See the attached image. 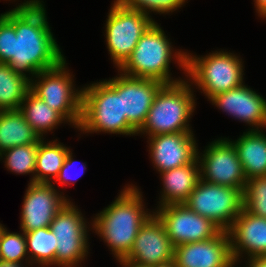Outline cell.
<instances>
[{
  "label": "cell",
  "instance_id": "9a60e30c",
  "mask_svg": "<svg viewBox=\"0 0 266 267\" xmlns=\"http://www.w3.org/2000/svg\"><path fill=\"white\" fill-rule=\"evenodd\" d=\"M226 115L246 123L249 130L266 129V98L245 83L209 100Z\"/></svg>",
  "mask_w": 266,
  "mask_h": 267
},
{
  "label": "cell",
  "instance_id": "1f68e13d",
  "mask_svg": "<svg viewBox=\"0 0 266 267\" xmlns=\"http://www.w3.org/2000/svg\"><path fill=\"white\" fill-rule=\"evenodd\" d=\"M73 157L74 156L72 153V149H70L68 151V154L66 156L64 164H63L62 168L60 169L59 175L55 179L53 184H55V182H56V183L60 184L62 187L66 186V185L71 186L72 184H75L78 181V178L81 177V175L84 174V172L87 169L86 168L87 167L86 162L82 163V166H81L82 168L80 169L82 173L80 174V172L78 173L75 170H73V168H75L74 166H75V162H76V160H74Z\"/></svg>",
  "mask_w": 266,
  "mask_h": 267
},
{
  "label": "cell",
  "instance_id": "f1b7e54d",
  "mask_svg": "<svg viewBox=\"0 0 266 267\" xmlns=\"http://www.w3.org/2000/svg\"><path fill=\"white\" fill-rule=\"evenodd\" d=\"M243 208L253 215L266 218V176L247 180L243 191Z\"/></svg>",
  "mask_w": 266,
  "mask_h": 267
},
{
  "label": "cell",
  "instance_id": "6da1fadb",
  "mask_svg": "<svg viewBox=\"0 0 266 267\" xmlns=\"http://www.w3.org/2000/svg\"><path fill=\"white\" fill-rule=\"evenodd\" d=\"M2 13L15 27L12 59L7 63L30 79L58 66L65 58L49 26L42 0H24Z\"/></svg>",
  "mask_w": 266,
  "mask_h": 267
},
{
  "label": "cell",
  "instance_id": "277c9868",
  "mask_svg": "<svg viewBox=\"0 0 266 267\" xmlns=\"http://www.w3.org/2000/svg\"><path fill=\"white\" fill-rule=\"evenodd\" d=\"M194 92V87L185 77L182 81L164 84L156 94L137 136L193 132L189 123L196 109Z\"/></svg>",
  "mask_w": 266,
  "mask_h": 267
},
{
  "label": "cell",
  "instance_id": "5b68a950",
  "mask_svg": "<svg viewBox=\"0 0 266 267\" xmlns=\"http://www.w3.org/2000/svg\"><path fill=\"white\" fill-rule=\"evenodd\" d=\"M82 113L78 132L136 136L137 130L122 116V95L106 81L82 86Z\"/></svg>",
  "mask_w": 266,
  "mask_h": 267
},
{
  "label": "cell",
  "instance_id": "8992f818",
  "mask_svg": "<svg viewBox=\"0 0 266 267\" xmlns=\"http://www.w3.org/2000/svg\"><path fill=\"white\" fill-rule=\"evenodd\" d=\"M244 68L242 58L230 50H215L203 56L187 52L186 79L208 101L245 83Z\"/></svg>",
  "mask_w": 266,
  "mask_h": 267
},
{
  "label": "cell",
  "instance_id": "4316f807",
  "mask_svg": "<svg viewBox=\"0 0 266 267\" xmlns=\"http://www.w3.org/2000/svg\"><path fill=\"white\" fill-rule=\"evenodd\" d=\"M38 144L39 140L34 144L19 145L7 149L0 154V161L3 160L7 171L13 172L14 174H31L29 183H33Z\"/></svg>",
  "mask_w": 266,
  "mask_h": 267
},
{
  "label": "cell",
  "instance_id": "30bf717a",
  "mask_svg": "<svg viewBox=\"0 0 266 267\" xmlns=\"http://www.w3.org/2000/svg\"><path fill=\"white\" fill-rule=\"evenodd\" d=\"M184 204L227 231L243 209V191L200 179Z\"/></svg>",
  "mask_w": 266,
  "mask_h": 267
},
{
  "label": "cell",
  "instance_id": "e0dca14e",
  "mask_svg": "<svg viewBox=\"0 0 266 267\" xmlns=\"http://www.w3.org/2000/svg\"><path fill=\"white\" fill-rule=\"evenodd\" d=\"M179 267H235L228 231L204 241L174 247Z\"/></svg>",
  "mask_w": 266,
  "mask_h": 267
},
{
  "label": "cell",
  "instance_id": "ffe728a7",
  "mask_svg": "<svg viewBox=\"0 0 266 267\" xmlns=\"http://www.w3.org/2000/svg\"><path fill=\"white\" fill-rule=\"evenodd\" d=\"M162 185L157 207L185 203L200 180L197 157L189 164L159 173Z\"/></svg>",
  "mask_w": 266,
  "mask_h": 267
},
{
  "label": "cell",
  "instance_id": "ba28073f",
  "mask_svg": "<svg viewBox=\"0 0 266 267\" xmlns=\"http://www.w3.org/2000/svg\"><path fill=\"white\" fill-rule=\"evenodd\" d=\"M80 210L70 200L50 224V229L57 239L56 266L58 267H82L80 264L87 260L90 247L89 230H92V226Z\"/></svg>",
  "mask_w": 266,
  "mask_h": 267
},
{
  "label": "cell",
  "instance_id": "5bb4252c",
  "mask_svg": "<svg viewBox=\"0 0 266 267\" xmlns=\"http://www.w3.org/2000/svg\"><path fill=\"white\" fill-rule=\"evenodd\" d=\"M118 74L105 80L122 95V116H126L127 121L138 131L164 84L154 79L128 76L119 71Z\"/></svg>",
  "mask_w": 266,
  "mask_h": 267
},
{
  "label": "cell",
  "instance_id": "7402d4cb",
  "mask_svg": "<svg viewBox=\"0 0 266 267\" xmlns=\"http://www.w3.org/2000/svg\"><path fill=\"white\" fill-rule=\"evenodd\" d=\"M19 110L35 133L42 139H45L49 132L52 133L53 129H57L62 123L69 124L59 112L50 108L31 90L27 93Z\"/></svg>",
  "mask_w": 266,
  "mask_h": 267
},
{
  "label": "cell",
  "instance_id": "d6986e66",
  "mask_svg": "<svg viewBox=\"0 0 266 267\" xmlns=\"http://www.w3.org/2000/svg\"><path fill=\"white\" fill-rule=\"evenodd\" d=\"M227 231L236 265L243 257L266 255V218L253 215L243 208Z\"/></svg>",
  "mask_w": 266,
  "mask_h": 267
},
{
  "label": "cell",
  "instance_id": "ac0fdd59",
  "mask_svg": "<svg viewBox=\"0 0 266 267\" xmlns=\"http://www.w3.org/2000/svg\"><path fill=\"white\" fill-rule=\"evenodd\" d=\"M173 256L174 246L163 223L153 213L141 226L132 249L124 259L138 265L152 266Z\"/></svg>",
  "mask_w": 266,
  "mask_h": 267
},
{
  "label": "cell",
  "instance_id": "cb8c5ba5",
  "mask_svg": "<svg viewBox=\"0 0 266 267\" xmlns=\"http://www.w3.org/2000/svg\"><path fill=\"white\" fill-rule=\"evenodd\" d=\"M58 140L46 142L40 138L36 154L35 183H53L62 168L69 147Z\"/></svg>",
  "mask_w": 266,
  "mask_h": 267
},
{
  "label": "cell",
  "instance_id": "836d02e7",
  "mask_svg": "<svg viewBox=\"0 0 266 267\" xmlns=\"http://www.w3.org/2000/svg\"><path fill=\"white\" fill-rule=\"evenodd\" d=\"M256 14L266 20V0H253Z\"/></svg>",
  "mask_w": 266,
  "mask_h": 267
},
{
  "label": "cell",
  "instance_id": "603a6c76",
  "mask_svg": "<svg viewBox=\"0 0 266 267\" xmlns=\"http://www.w3.org/2000/svg\"><path fill=\"white\" fill-rule=\"evenodd\" d=\"M39 139L20 110L0 111V154L12 147L34 144Z\"/></svg>",
  "mask_w": 266,
  "mask_h": 267
},
{
  "label": "cell",
  "instance_id": "44dd1931",
  "mask_svg": "<svg viewBox=\"0 0 266 267\" xmlns=\"http://www.w3.org/2000/svg\"><path fill=\"white\" fill-rule=\"evenodd\" d=\"M246 129L237 139H229L236 147L246 179L266 176V134Z\"/></svg>",
  "mask_w": 266,
  "mask_h": 267
},
{
  "label": "cell",
  "instance_id": "7a4b0ae2",
  "mask_svg": "<svg viewBox=\"0 0 266 267\" xmlns=\"http://www.w3.org/2000/svg\"><path fill=\"white\" fill-rule=\"evenodd\" d=\"M139 189L135 184H127L110 205L90 220L92 230L106 243L116 260L129 254L141 226L154 213L146 208Z\"/></svg>",
  "mask_w": 266,
  "mask_h": 267
},
{
  "label": "cell",
  "instance_id": "7c38bea8",
  "mask_svg": "<svg viewBox=\"0 0 266 267\" xmlns=\"http://www.w3.org/2000/svg\"><path fill=\"white\" fill-rule=\"evenodd\" d=\"M156 209L153 212L163 223L174 247L208 240L222 231L212 220L192 211L184 203L169 204Z\"/></svg>",
  "mask_w": 266,
  "mask_h": 267
},
{
  "label": "cell",
  "instance_id": "484cf974",
  "mask_svg": "<svg viewBox=\"0 0 266 267\" xmlns=\"http://www.w3.org/2000/svg\"><path fill=\"white\" fill-rule=\"evenodd\" d=\"M25 239L31 265L36 267H56L57 239L50 227L25 232Z\"/></svg>",
  "mask_w": 266,
  "mask_h": 267
},
{
  "label": "cell",
  "instance_id": "f546056e",
  "mask_svg": "<svg viewBox=\"0 0 266 267\" xmlns=\"http://www.w3.org/2000/svg\"><path fill=\"white\" fill-rule=\"evenodd\" d=\"M123 7L137 10L149 17L151 14H171L185 6L188 0H116ZM151 13V14H150Z\"/></svg>",
  "mask_w": 266,
  "mask_h": 267
},
{
  "label": "cell",
  "instance_id": "3957f363",
  "mask_svg": "<svg viewBox=\"0 0 266 267\" xmlns=\"http://www.w3.org/2000/svg\"><path fill=\"white\" fill-rule=\"evenodd\" d=\"M160 26L155 22L141 36L131 55L117 71L132 77L173 84L183 80V77H172L170 64L174 61L186 77L187 51L174 49L170 37Z\"/></svg>",
  "mask_w": 266,
  "mask_h": 267
},
{
  "label": "cell",
  "instance_id": "d590c367",
  "mask_svg": "<svg viewBox=\"0 0 266 267\" xmlns=\"http://www.w3.org/2000/svg\"><path fill=\"white\" fill-rule=\"evenodd\" d=\"M28 266L33 267L30 263L23 264V263L0 261V267H28Z\"/></svg>",
  "mask_w": 266,
  "mask_h": 267
},
{
  "label": "cell",
  "instance_id": "8d00e7d4",
  "mask_svg": "<svg viewBox=\"0 0 266 267\" xmlns=\"http://www.w3.org/2000/svg\"><path fill=\"white\" fill-rule=\"evenodd\" d=\"M116 261L119 262L121 267H150V266L138 265V264H135L134 262H131V261L125 260V259H119V260H116Z\"/></svg>",
  "mask_w": 266,
  "mask_h": 267
},
{
  "label": "cell",
  "instance_id": "e575fe53",
  "mask_svg": "<svg viewBox=\"0 0 266 267\" xmlns=\"http://www.w3.org/2000/svg\"><path fill=\"white\" fill-rule=\"evenodd\" d=\"M150 267H179L176 258L173 256L172 258L159 262L158 264L152 265Z\"/></svg>",
  "mask_w": 266,
  "mask_h": 267
},
{
  "label": "cell",
  "instance_id": "8fae6325",
  "mask_svg": "<svg viewBox=\"0 0 266 267\" xmlns=\"http://www.w3.org/2000/svg\"><path fill=\"white\" fill-rule=\"evenodd\" d=\"M204 151L197 149L200 179L244 191L247 179L236 147L228 138L209 142Z\"/></svg>",
  "mask_w": 266,
  "mask_h": 267
},
{
  "label": "cell",
  "instance_id": "52a82bcc",
  "mask_svg": "<svg viewBox=\"0 0 266 267\" xmlns=\"http://www.w3.org/2000/svg\"><path fill=\"white\" fill-rule=\"evenodd\" d=\"M64 59L58 66L31 78V91L50 108L59 112L75 129L82 113V87L76 89L74 75Z\"/></svg>",
  "mask_w": 266,
  "mask_h": 267
},
{
  "label": "cell",
  "instance_id": "d4e9b609",
  "mask_svg": "<svg viewBox=\"0 0 266 267\" xmlns=\"http://www.w3.org/2000/svg\"><path fill=\"white\" fill-rule=\"evenodd\" d=\"M30 89L28 76L0 63V111L19 110Z\"/></svg>",
  "mask_w": 266,
  "mask_h": 267
},
{
  "label": "cell",
  "instance_id": "4dcf8cb0",
  "mask_svg": "<svg viewBox=\"0 0 266 267\" xmlns=\"http://www.w3.org/2000/svg\"><path fill=\"white\" fill-rule=\"evenodd\" d=\"M13 36H16L14 25L0 14V63H8L12 59Z\"/></svg>",
  "mask_w": 266,
  "mask_h": 267
},
{
  "label": "cell",
  "instance_id": "2e32d148",
  "mask_svg": "<svg viewBox=\"0 0 266 267\" xmlns=\"http://www.w3.org/2000/svg\"><path fill=\"white\" fill-rule=\"evenodd\" d=\"M153 168L161 173L191 163L197 157L194 132L167 133L147 137Z\"/></svg>",
  "mask_w": 266,
  "mask_h": 267
},
{
  "label": "cell",
  "instance_id": "83f0119b",
  "mask_svg": "<svg viewBox=\"0 0 266 267\" xmlns=\"http://www.w3.org/2000/svg\"><path fill=\"white\" fill-rule=\"evenodd\" d=\"M0 259L6 262L30 263L25 233L10 232L0 223Z\"/></svg>",
  "mask_w": 266,
  "mask_h": 267
},
{
  "label": "cell",
  "instance_id": "9c48e42d",
  "mask_svg": "<svg viewBox=\"0 0 266 267\" xmlns=\"http://www.w3.org/2000/svg\"><path fill=\"white\" fill-rule=\"evenodd\" d=\"M108 10L105 42L114 67L118 69L131 55L141 36L156 22L137 10L123 7L116 0Z\"/></svg>",
  "mask_w": 266,
  "mask_h": 267
},
{
  "label": "cell",
  "instance_id": "4fadbf2b",
  "mask_svg": "<svg viewBox=\"0 0 266 267\" xmlns=\"http://www.w3.org/2000/svg\"><path fill=\"white\" fill-rule=\"evenodd\" d=\"M53 183H28L20 212V229L31 232L50 227L55 215L70 201Z\"/></svg>",
  "mask_w": 266,
  "mask_h": 267
},
{
  "label": "cell",
  "instance_id": "d6a6232c",
  "mask_svg": "<svg viewBox=\"0 0 266 267\" xmlns=\"http://www.w3.org/2000/svg\"><path fill=\"white\" fill-rule=\"evenodd\" d=\"M245 267H266V255L246 258Z\"/></svg>",
  "mask_w": 266,
  "mask_h": 267
}]
</instances>
